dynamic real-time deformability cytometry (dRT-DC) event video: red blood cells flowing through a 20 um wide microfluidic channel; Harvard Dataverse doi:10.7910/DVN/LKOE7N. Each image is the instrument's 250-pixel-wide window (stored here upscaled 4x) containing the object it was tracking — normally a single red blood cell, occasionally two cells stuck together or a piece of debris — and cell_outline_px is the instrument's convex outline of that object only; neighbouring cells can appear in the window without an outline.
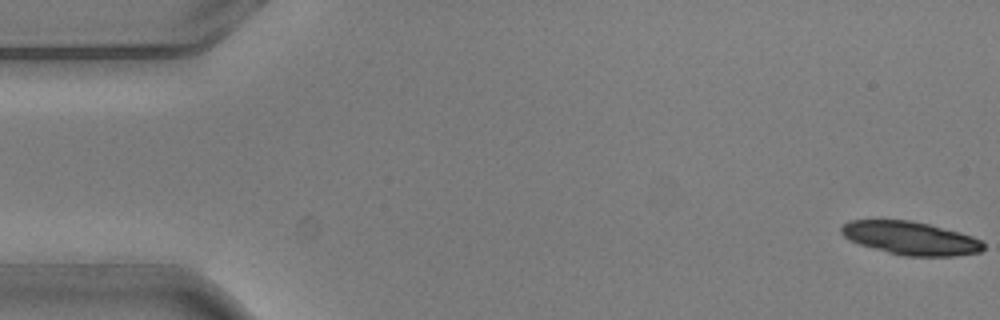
{"species": "common noctule bat (a hibernating species)", "species_latin": "Nyctalus noctula", "temperature_condition": "warm", "stored_images_in_passage": 4, "camera_frame_rate_fps": 3000, "um_per_image_px": 0.085, "animal": {"sex": "male", "body_mass_g": 20.5, "forearm_length_mm": 52.5}, "frame": {"image": 1, "passage_image": 1, "time_ms": 0.0, "image_size_px": [1000, 320], "cell_outline_px": [[984, 248], [980, 252], [952, 256], [904, 256], [888, 252], [860, 244], [848, 240], [840, 232], [840, 228], [848, 220], [908, 220], [928, 224], [960, 232], [972, 236], [980, 240], [984, 244]], "centroid_in_image_um": [77.38, 20.24], "position_along_channel_um": 7.6, "area_um2": 27.4}}